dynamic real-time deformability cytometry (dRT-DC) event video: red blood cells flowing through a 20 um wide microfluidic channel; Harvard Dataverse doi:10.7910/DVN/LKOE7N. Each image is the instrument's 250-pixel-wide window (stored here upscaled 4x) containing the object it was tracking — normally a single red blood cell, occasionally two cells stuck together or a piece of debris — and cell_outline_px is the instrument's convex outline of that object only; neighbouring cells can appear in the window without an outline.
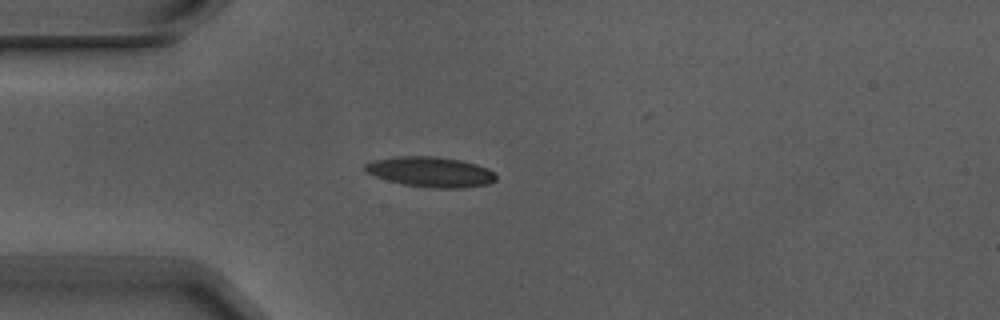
{"species": "Egyptian fruit bat (a non-hibernating species)", "species_latin": "Rousettus aegyptiacus", "temperature_condition": "warm", "stored_images_in_passage": 4, "camera_frame_rate_fps": 3000, "um_per_image_px": 0.085, "animal": {"sex": "male"}, "frame": {"image": 1, "passage_image": 4, "time_ms": 1.0, "image_size_px": [1000, 320], "cell_outline_px": [[496, 180], [488, 184], [464, 188], [432, 188], [404, 184], [388, 180], [376, 176], [368, 172], [364, 168], [364, 164], [372, 160], [404, 156], [432, 156], [460, 160], [476, 164], [488, 168], [496, 176]], "centroid_in_image_um": [36.62, 14.61], "position_along_channel_um": 48.4, "area_um2": 22.83}}